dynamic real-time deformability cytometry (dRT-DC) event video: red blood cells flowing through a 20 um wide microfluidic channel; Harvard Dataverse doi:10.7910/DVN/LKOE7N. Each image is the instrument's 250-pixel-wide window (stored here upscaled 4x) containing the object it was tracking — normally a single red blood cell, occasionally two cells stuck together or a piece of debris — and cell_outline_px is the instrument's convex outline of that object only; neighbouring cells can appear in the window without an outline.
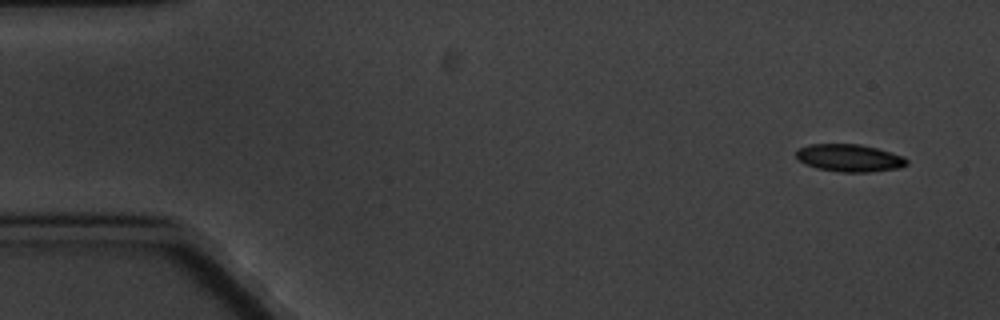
{"species": "common noctule bat (a hibernating species)", "species_latin": "Nyctalus noctula", "temperature_condition": "cold", "stored_images_in_passage": 6, "camera_frame_rate_fps": 3000, "um_per_image_px": 0.085, "animal": {"sex": "male", "body_mass_g": 20.1, "forearm_length_mm": 53.5}, "frame": {"image": 1, "passage_image": 1, "time_ms": 0.0, "image_size_px": [1000, 320], "cell_outline_px": [[908, 164], [900, 168], [872, 172], [840, 172], [816, 168], [804, 164], [796, 156], [796, 152], [800, 148], [808, 144], [860, 144], [892, 152], [904, 156], [908, 160]], "centroid_in_image_um": [72.23, 13.43], "position_along_channel_um": 12.8, "area_um2": 17.86}}
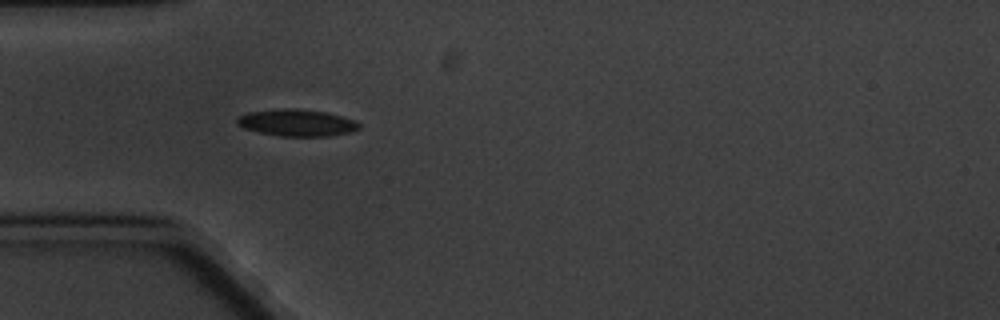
{"frame": {"image": 2, "passage_image": 5, "time_ms": 4.667, "image_size_px": [1000, 320], "cell_outline_px": [[360, 128], [348, 132], [328, 136], [280, 136], [260, 132], [244, 128], [236, 124], [236, 116], [248, 112], [284, 108], [296, 108], [324, 112], [356, 120], [360, 124]], "centroid_in_image_um": [25.19, 10.43], "position_along_channel_um": 59.8, "area_um2": 19.02}}